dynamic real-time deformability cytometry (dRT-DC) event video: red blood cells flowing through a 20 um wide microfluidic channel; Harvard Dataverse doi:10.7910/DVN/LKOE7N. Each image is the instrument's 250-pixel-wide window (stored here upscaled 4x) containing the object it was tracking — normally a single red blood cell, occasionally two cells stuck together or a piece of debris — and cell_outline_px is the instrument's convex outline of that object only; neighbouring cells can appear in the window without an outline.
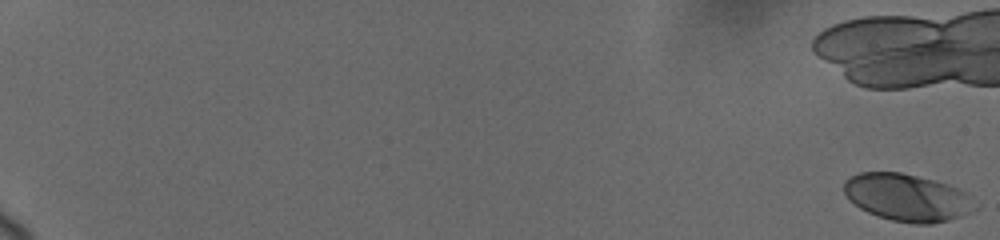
{"species": "human", "species_latin": "Homo sapiens", "temperature_condition": "cold", "stored_images_in_passage": 19, "camera_frame_rate_fps": 3000, "um_per_image_px": 0.085, "donor": {"sex": "female"}, "frame": {"image": 1, "passage_image": 1, "time_ms": 0.0, "image_size_px": [1000, 240], "cell_outline_px": [[968, 196], [960, 216], [948, 220], [932, 224], [916, 224], [892, 220], [868, 212], [860, 208], [844, 192], [844, 180], [860, 172], [900, 172], [932, 180], [956, 188], [964, 192]], "centroid_in_image_um": [76.93, 16.77], "position_along_channel_um": 8.1, "area_um2": 34.33}}